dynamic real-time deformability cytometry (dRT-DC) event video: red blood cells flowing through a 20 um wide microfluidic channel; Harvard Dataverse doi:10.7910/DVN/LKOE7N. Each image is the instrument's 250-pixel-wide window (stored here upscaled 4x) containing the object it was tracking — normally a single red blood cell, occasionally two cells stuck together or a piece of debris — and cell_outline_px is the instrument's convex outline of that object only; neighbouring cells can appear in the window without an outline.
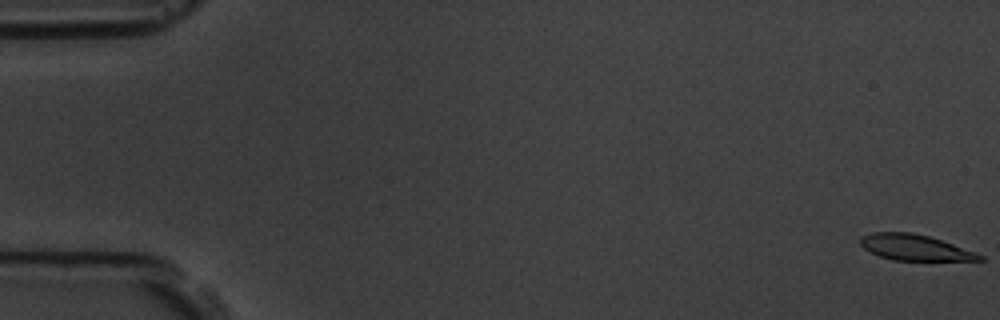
{"species": "common noctule bat (a hibernating species)", "species_latin": "Nyctalus noctula", "temperature_condition": "room temperature", "stored_images_in_passage": 4, "camera_frame_rate_fps": 3000, "um_per_image_px": 0.085, "animal": {"sex": "male", "body_mass_g": 19.5, "forearm_length_mm": 54.6}, "frame": {"image": 1, "passage_image": 1, "time_ms": 0.0, "image_size_px": [1000, 320], "cell_outline_px": [[984, 260], [892, 260], [880, 256], [864, 248], [860, 244], [860, 236], [872, 232], [912, 232], [928, 236], [976, 252], [984, 256]], "centroid_in_image_um": [77.73, 21.03], "position_along_channel_um": 7.3, "area_um2": 17.74}}
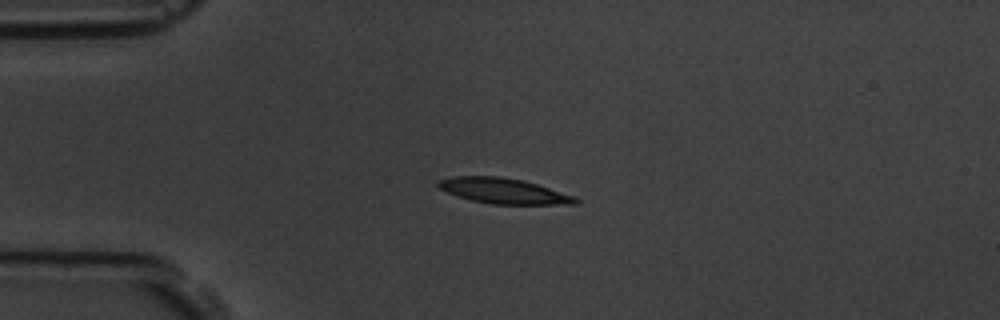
{"frame": {"image": 2, "passage_image": 4, "time_ms": 4.333, "image_size_px": [1000, 320], "cell_outline_px": [[580, 200], [576, 204], [492, 204], [472, 200], [448, 192], [440, 188], [436, 184], [436, 180], [452, 176], [500, 176], [524, 180], [576, 196]], "centroid_in_image_um": [42.82, 16.21], "position_along_channel_um": 42.2, "area_um2": 20.35}}